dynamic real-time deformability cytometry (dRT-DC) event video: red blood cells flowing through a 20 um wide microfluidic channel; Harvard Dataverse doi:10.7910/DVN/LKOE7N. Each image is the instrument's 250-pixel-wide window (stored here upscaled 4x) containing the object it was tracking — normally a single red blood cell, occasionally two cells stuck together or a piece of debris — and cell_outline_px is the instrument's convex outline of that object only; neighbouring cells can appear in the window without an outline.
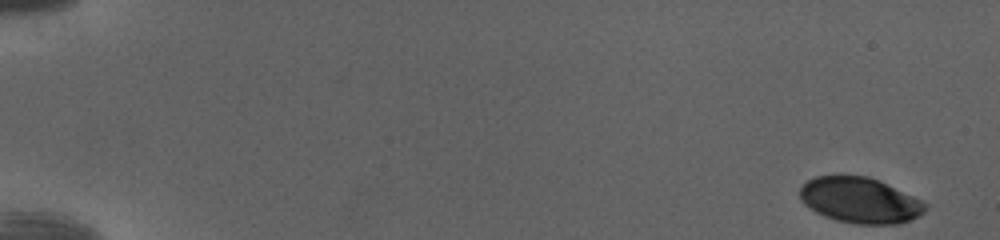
{"species": "human", "species_latin": "Homo sapiens", "temperature_condition": "cold", "stored_images_in_passage": 51, "camera_frame_rate_fps": 3000, "um_per_image_px": 0.085, "donor": {"sex": "female"}, "frame": {"image": 1, "passage_image": 1, "time_ms": 0.0, "image_size_px": [1000, 240], "cell_outline_px": [[924, 212], [908, 220], [896, 224], [856, 224], [836, 220], [824, 216], [816, 212], [804, 204], [800, 200], [800, 188], [808, 180], [816, 176], [868, 176], [880, 180], [920, 200], [924, 204]], "centroid_in_image_um": [73.04, 17.02], "position_along_channel_um": 12.0, "area_um2": 32.95}}
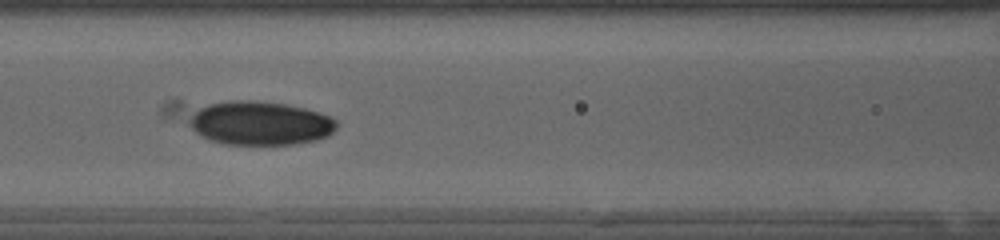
{"frame": {"image": 2, "passage_image": 24, "time_ms": 7.667, "image_size_px": [1000, 240], "cell_outline_px": [[336, 128], [328, 136], [316, 140], [292, 144], [224, 144], [200, 136], [188, 124], [188, 120], [200, 108], [208, 104], [232, 100], [252, 100], [284, 104], [304, 108], [320, 112], [332, 116], [336, 120]], "centroid_in_image_um": [22.13, 10.47], "position_along_channel_um": 144.5, "area_um2": 37.45}}
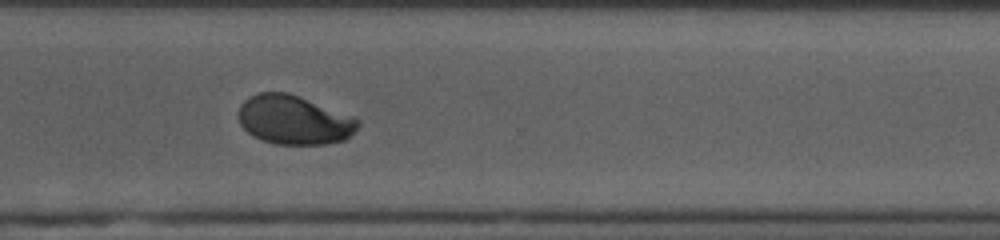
{"frame": {"image": 3, "passage_image": 39, "time_ms": 12.667, "image_size_px": [1000, 240], "cell_outline_px": [[360, 124], [344, 140], [328, 144], [276, 144], [252, 136], [240, 124], [240, 104], [248, 96], [260, 92], [288, 92], [356, 116], [360, 120]], "centroid_in_image_um": [25.02, 10.18], "position_along_channel_um": 345.6, "area_um2": 34.28}, "authors_computed_cell_mechanics": {"area_um2": 35.0268, "velocity_mm_per_s": 4.0356, "shape_relaxation_time_tau1_ms": 5.1499, "shape_relaxation_time_tau2_ms": 1.165, "deformation_change_tau1": 0.1669, "deformation_change_tau2": 0.0327}}